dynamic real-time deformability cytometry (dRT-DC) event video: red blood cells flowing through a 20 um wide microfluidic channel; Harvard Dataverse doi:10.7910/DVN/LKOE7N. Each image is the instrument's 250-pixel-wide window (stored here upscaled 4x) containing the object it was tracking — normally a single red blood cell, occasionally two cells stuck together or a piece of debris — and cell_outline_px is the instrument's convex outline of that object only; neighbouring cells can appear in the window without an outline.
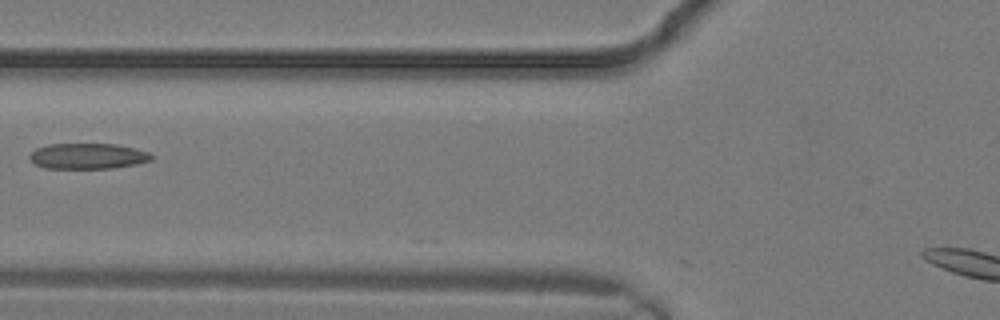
{"species": "common noctule bat (a hibernating species)", "species_latin": "Nyctalus noctula", "temperature_condition": "warm", "stored_images_in_passage": 8, "camera_frame_rate_fps": 3000, "um_per_image_px": 0.085, "animal": {"sex": "male", "body_mass_g": 19.2, "forearm_length_mm": 51.8}, "frame": {"image": 1, "passage_image": 3, "time_ms": 0.667, "image_size_px": [1000, 320], "cell_outline_px": [[156, 156], [152, 160], [136, 164], [112, 168], [44, 168], [36, 164], [28, 156], [36, 148], [48, 144], [116, 144], [148, 152]], "centroid_in_image_um": [7.48, 13.27], "position_along_channel_um": 118.3, "area_um2": 18.15}}
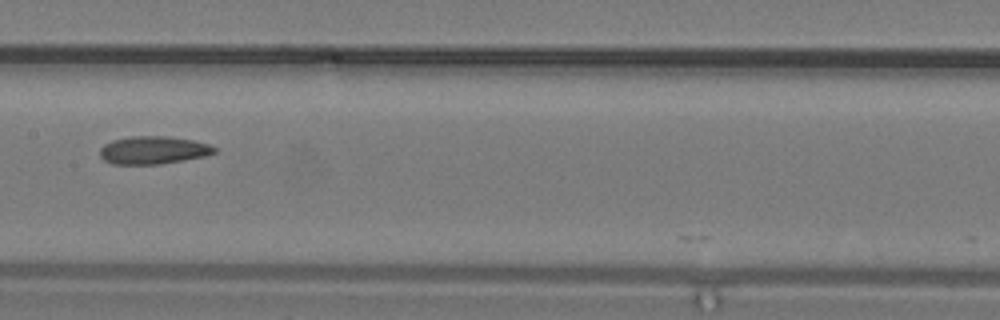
{"frame": {"image": 2, "passage_image": 6, "time_ms": 1.667, "image_size_px": [1000, 320], "cell_outline_px": [[216, 152], [204, 156], [160, 164], [112, 164], [104, 160], [100, 156], [100, 148], [104, 144], [112, 140], [132, 136], [168, 136], [192, 140], [208, 144], [216, 148]], "centroid_in_image_um": [13.0, 12.76], "position_along_channel_um": 194.4, "area_um2": 18.5}}